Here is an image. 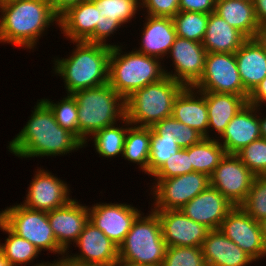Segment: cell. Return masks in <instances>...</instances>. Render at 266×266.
I'll return each instance as SVG.
<instances>
[{"mask_svg":"<svg viewBox=\"0 0 266 266\" xmlns=\"http://www.w3.org/2000/svg\"><path fill=\"white\" fill-rule=\"evenodd\" d=\"M52 111L56 122L79 139L77 102L72 94H67L60 102L41 99Z\"/></svg>","mask_w":266,"mask_h":266,"instance_id":"35","label":"cell"},{"mask_svg":"<svg viewBox=\"0 0 266 266\" xmlns=\"http://www.w3.org/2000/svg\"><path fill=\"white\" fill-rule=\"evenodd\" d=\"M160 220L162 237L167 245L201 247L210 231L177 210H153Z\"/></svg>","mask_w":266,"mask_h":266,"instance_id":"18","label":"cell"},{"mask_svg":"<svg viewBox=\"0 0 266 266\" xmlns=\"http://www.w3.org/2000/svg\"><path fill=\"white\" fill-rule=\"evenodd\" d=\"M201 92L207 104L208 138H211L210 130H214L220 137L233 117L247 104V100L243 96L234 94Z\"/></svg>","mask_w":266,"mask_h":266,"instance_id":"28","label":"cell"},{"mask_svg":"<svg viewBox=\"0 0 266 266\" xmlns=\"http://www.w3.org/2000/svg\"><path fill=\"white\" fill-rule=\"evenodd\" d=\"M247 103L258 108L263 107L262 105L266 107V77L249 94Z\"/></svg>","mask_w":266,"mask_h":266,"instance_id":"45","label":"cell"},{"mask_svg":"<svg viewBox=\"0 0 266 266\" xmlns=\"http://www.w3.org/2000/svg\"><path fill=\"white\" fill-rule=\"evenodd\" d=\"M260 108L247 103L227 125L218 142L227 154H237L252 141L261 138L259 116ZM220 138V139H218Z\"/></svg>","mask_w":266,"mask_h":266,"instance_id":"21","label":"cell"},{"mask_svg":"<svg viewBox=\"0 0 266 266\" xmlns=\"http://www.w3.org/2000/svg\"><path fill=\"white\" fill-rule=\"evenodd\" d=\"M76 48L68 58H54V73L64 80L67 94L108 83L111 46L72 41Z\"/></svg>","mask_w":266,"mask_h":266,"instance_id":"3","label":"cell"},{"mask_svg":"<svg viewBox=\"0 0 266 266\" xmlns=\"http://www.w3.org/2000/svg\"><path fill=\"white\" fill-rule=\"evenodd\" d=\"M206 55L202 43L177 36L168 55L175 71L165 73L185 87L194 86L203 75Z\"/></svg>","mask_w":266,"mask_h":266,"instance_id":"15","label":"cell"},{"mask_svg":"<svg viewBox=\"0 0 266 266\" xmlns=\"http://www.w3.org/2000/svg\"><path fill=\"white\" fill-rule=\"evenodd\" d=\"M259 224H260L262 237H263V240H264L265 245H266V218L259 221Z\"/></svg>","mask_w":266,"mask_h":266,"instance_id":"50","label":"cell"},{"mask_svg":"<svg viewBox=\"0 0 266 266\" xmlns=\"http://www.w3.org/2000/svg\"><path fill=\"white\" fill-rule=\"evenodd\" d=\"M202 138L204 137L195 129L179 121V132L176 142L181 149H186L198 143Z\"/></svg>","mask_w":266,"mask_h":266,"instance_id":"43","label":"cell"},{"mask_svg":"<svg viewBox=\"0 0 266 266\" xmlns=\"http://www.w3.org/2000/svg\"><path fill=\"white\" fill-rule=\"evenodd\" d=\"M89 210V221L118 247L123 243L141 211L125 203H96Z\"/></svg>","mask_w":266,"mask_h":266,"instance_id":"14","label":"cell"},{"mask_svg":"<svg viewBox=\"0 0 266 266\" xmlns=\"http://www.w3.org/2000/svg\"><path fill=\"white\" fill-rule=\"evenodd\" d=\"M151 129L161 137L178 138L179 121L170 116L155 123Z\"/></svg>","mask_w":266,"mask_h":266,"instance_id":"44","label":"cell"},{"mask_svg":"<svg viewBox=\"0 0 266 266\" xmlns=\"http://www.w3.org/2000/svg\"><path fill=\"white\" fill-rule=\"evenodd\" d=\"M121 47L115 44L111 49L108 84L124 100L138 89L166 76L168 70L161 65L159 58L147 56L133 48L131 52H123Z\"/></svg>","mask_w":266,"mask_h":266,"instance_id":"4","label":"cell"},{"mask_svg":"<svg viewBox=\"0 0 266 266\" xmlns=\"http://www.w3.org/2000/svg\"><path fill=\"white\" fill-rule=\"evenodd\" d=\"M143 24L141 45L135 50L163 60L177 37L172 18L146 15Z\"/></svg>","mask_w":266,"mask_h":266,"instance_id":"23","label":"cell"},{"mask_svg":"<svg viewBox=\"0 0 266 266\" xmlns=\"http://www.w3.org/2000/svg\"><path fill=\"white\" fill-rule=\"evenodd\" d=\"M151 186L152 210H177L203 192L209 185V176L202 172H191L168 179H154ZM153 187V188H152Z\"/></svg>","mask_w":266,"mask_h":266,"instance_id":"9","label":"cell"},{"mask_svg":"<svg viewBox=\"0 0 266 266\" xmlns=\"http://www.w3.org/2000/svg\"><path fill=\"white\" fill-rule=\"evenodd\" d=\"M98 9V23L94 33L86 40L90 43L108 44V37L116 33L123 24L130 23L141 9L140 0H91Z\"/></svg>","mask_w":266,"mask_h":266,"instance_id":"17","label":"cell"},{"mask_svg":"<svg viewBox=\"0 0 266 266\" xmlns=\"http://www.w3.org/2000/svg\"><path fill=\"white\" fill-rule=\"evenodd\" d=\"M120 123H123L124 127L123 125L121 127L119 125L118 127V124L117 127L116 124L109 127H105L95 132L88 139V141L90 139L93 140L94 148L101 157L113 158L119 156L120 154L123 156L124 141L128 130V126H130L131 123L128 121L126 117L123 120H121Z\"/></svg>","mask_w":266,"mask_h":266,"instance_id":"33","label":"cell"},{"mask_svg":"<svg viewBox=\"0 0 266 266\" xmlns=\"http://www.w3.org/2000/svg\"><path fill=\"white\" fill-rule=\"evenodd\" d=\"M219 229L254 261L262 260L263 257L265 259L266 245L262 237L260 224L240 206H235L227 214Z\"/></svg>","mask_w":266,"mask_h":266,"instance_id":"13","label":"cell"},{"mask_svg":"<svg viewBox=\"0 0 266 266\" xmlns=\"http://www.w3.org/2000/svg\"><path fill=\"white\" fill-rule=\"evenodd\" d=\"M236 155L255 176L266 175V140L252 141Z\"/></svg>","mask_w":266,"mask_h":266,"instance_id":"39","label":"cell"},{"mask_svg":"<svg viewBox=\"0 0 266 266\" xmlns=\"http://www.w3.org/2000/svg\"><path fill=\"white\" fill-rule=\"evenodd\" d=\"M180 149L176 138L161 137L151 129L148 176L153 175L171 155H175Z\"/></svg>","mask_w":266,"mask_h":266,"instance_id":"36","label":"cell"},{"mask_svg":"<svg viewBox=\"0 0 266 266\" xmlns=\"http://www.w3.org/2000/svg\"><path fill=\"white\" fill-rule=\"evenodd\" d=\"M51 4L53 11L60 16L64 13L69 7L77 5L85 0H48Z\"/></svg>","mask_w":266,"mask_h":266,"instance_id":"46","label":"cell"},{"mask_svg":"<svg viewBox=\"0 0 266 266\" xmlns=\"http://www.w3.org/2000/svg\"><path fill=\"white\" fill-rule=\"evenodd\" d=\"M185 86L167 75L135 91L125 100L126 118L131 125L152 127L172 116L175 98Z\"/></svg>","mask_w":266,"mask_h":266,"instance_id":"6","label":"cell"},{"mask_svg":"<svg viewBox=\"0 0 266 266\" xmlns=\"http://www.w3.org/2000/svg\"><path fill=\"white\" fill-rule=\"evenodd\" d=\"M58 259L59 260L52 261L53 263H49V266H79L68 262L65 258L61 259V257H59Z\"/></svg>","mask_w":266,"mask_h":266,"instance_id":"49","label":"cell"},{"mask_svg":"<svg viewBox=\"0 0 266 266\" xmlns=\"http://www.w3.org/2000/svg\"><path fill=\"white\" fill-rule=\"evenodd\" d=\"M48 220L58 245L69 252L71 242L77 241L89 221L88 206L72 199L65 206L48 211Z\"/></svg>","mask_w":266,"mask_h":266,"instance_id":"20","label":"cell"},{"mask_svg":"<svg viewBox=\"0 0 266 266\" xmlns=\"http://www.w3.org/2000/svg\"><path fill=\"white\" fill-rule=\"evenodd\" d=\"M166 248L160 220L151 209L148 215L141 213L133 222L118 247L119 260L139 266H162Z\"/></svg>","mask_w":266,"mask_h":266,"instance_id":"7","label":"cell"},{"mask_svg":"<svg viewBox=\"0 0 266 266\" xmlns=\"http://www.w3.org/2000/svg\"><path fill=\"white\" fill-rule=\"evenodd\" d=\"M263 36L266 39V30L263 31Z\"/></svg>","mask_w":266,"mask_h":266,"instance_id":"54","label":"cell"},{"mask_svg":"<svg viewBox=\"0 0 266 266\" xmlns=\"http://www.w3.org/2000/svg\"><path fill=\"white\" fill-rule=\"evenodd\" d=\"M201 249L207 266H248L254 261L220 229L208 232Z\"/></svg>","mask_w":266,"mask_h":266,"instance_id":"24","label":"cell"},{"mask_svg":"<svg viewBox=\"0 0 266 266\" xmlns=\"http://www.w3.org/2000/svg\"><path fill=\"white\" fill-rule=\"evenodd\" d=\"M172 116L208 138V111L205 96L193 86L184 87L175 98Z\"/></svg>","mask_w":266,"mask_h":266,"instance_id":"25","label":"cell"},{"mask_svg":"<svg viewBox=\"0 0 266 266\" xmlns=\"http://www.w3.org/2000/svg\"><path fill=\"white\" fill-rule=\"evenodd\" d=\"M0 42L33 49L59 16L48 0H8L0 3ZM46 30V31H45Z\"/></svg>","mask_w":266,"mask_h":266,"instance_id":"2","label":"cell"},{"mask_svg":"<svg viewBox=\"0 0 266 266\" xmlns=\"http://www.w3.org/2000/svg\"><path fill=\"white\" fill-rule=\"evenodd\" d=\"M234 54L244 89L250 94L266 77V39L248 38Z\"/></svg>","mask_w":266,"mask_h":266,"instance_id":"22","label":"cell"},{"mask_svg":"<svg viewBox=\"0 0 266 266\" xmlns=\"http://www.w3.org/2000/svg\"><path fill=\"white\" fill-rule=\"evenodd\" d=\"M31 117L8 145V151L19 158L64 156L84 147L71 132L55 120L50 108L40 99Z\"/></svg>","mask_w":266,"mask_h":266,"instance_id":"1","label":"cell"},{"mask_svg":"<svg viewBox=\"0 0 266 266\" xmlns=\"http://www.w3.org/2000/svg\"><path fill=\"white\" fill-rule=\"evenodd\" d=\"M35 172L23 206L31 210L48 212L63 207L72 200L66 182L43 168L37 169Z\"/></svg>","mask_w":266,"mask_h":266,"instance_id":"16","label":"cell"},{"mask_svg":"<svg viewBox=\"0 0 266 266\" xmlns=\"http://www.w3.org/2000/svg\"><path fill=\"white\" fill-rule=\"evenodd\" d=\"M162 266H207L201 247L171 246L166 248Z\"/></svg>","mask_w":266,"mask_h":266,"instance_id":"38","label":"cell"},{"mask_svg":"<svg viewBox=\"0 0 266 266\" xmlns=\"http://www.w3.org/2000/svg\"><path fill=\"white\" fill-rule=\"evenodd\" d=\"M180 0H140L146 15L173 18L179 12Z\"/></svg>","mask_w":266,"mask_h":266,"instance_id":"41","label":"cell"},{"mask_svg":"<svg viewBox=\"0 0 266 266\" xmlns=\"http://www.w3.org/2000/svg\"><path fill=\"white\" fill-rule=\"evenodd\" d=\"M226 154L224 147L214 137H204L188 147L193 172H202L208 176L213 173Z\"/></svg>","mask_w":266,"mask_h":266,"instance_id":"30","label":"cell"},{"mask_svg":"<svg viewBox=\"0 0 266 266\" xmlns=\"http://www.w3.org/2000/svg\"><path fill=\"white\" fill-rule=\"evenodd\" d=\"M234 207L216 188L209 185L186 203L180 211L210 230H217Z\"/></svg>","mask_w":266,"mask_h":266,"instance_id":"19","label":"cell"},{"mask_svg":"<svg viewBox=\"0 0 266 266\" xmlns=\"http://www.w3.org/2000/svg\"><path fill=\"white\" fill-rule=\"evenodd\" d=\"M34 266H49V262H47V263L46 262L45 263L42 262V263H39V264L37 263V264H34Z\"/></svg>","mask_w":266,"mask_h":266,"instance_id":"53","label":"cell"},{"mask_svg":"<svg viewBox=\"0 0 266 266\" xmlns=\"http://www.w3.org/2000/svg\"><path fill=\"white\" fill-rule=\"evenodd\" d=\"M248 38L215 12L208 14L202 44L207 53H235Z\"/></svg>","mask_w":266,"mask_h":266,"instance_id":"27","label":"cell"},{"mask_svg":"<svg viewBox=\"0 0 266 266\" xmlns=\"http://www.w3.org/2000/svg\"><path fill=\"white\" fill-rule=\"evenodd\" d=\"M193 172V166L188 155V148L178 150L151 176L155 179H168Z\"/></svg>","mask_w":266,"mask_h":266,"instance_id":"40","label":"cell"},{"mask_svg":"<svg viewBox=\"0 0 266 266\" xmlns=\"http://www.w3.org/2000/svg\"><path fill=\"white\" fill-rule=\"evenodd\" d=\"M193 87L199 91L239 95L246 100L249 97L234 53H207L203 75Z\"/></svg>","mask_w":266,"mask_h":266,"instance_id":"10","label":"cell"},{"mask_svg":"<svg viewBox=\"0 0 266 266\" xmlns=\"http://www.w3.org/2000/svg\"><path fill=\"white\" fill-rule=\"evenodd\" d=\"M260 114H262V113H258L259 122H260V129H261V138L266 140V117H263Z\"/></svg>","mask_w":266,"mask_h":266,"instance_id":"48","label":"cell"},{"mask_svg":"<svg viewBox=\"0 0 266 266\" xmlns=\"http://www.w3.org/2000/svg\"><path fill=\"white\" fill-rule=\"evenodd\" d=\"M113 266H139L131 263H127L125 261L118 260Z\"/></svg>","mask_w":266,"mask_h":266,"instance_id":"52","label":"cell"},{"mask_svg":"<svg viewBox=\"0 0 266 266\" xmlns=\"http://www.w3.org/2000/svg\"><path fill=\"white\" fill-rule=\"evenodd\" d=\"M215 13L247 38L263 36V29L256 18L253 2L216 0Z\"/></svg>","mask_w":266,"mask_h":266,"instance_id":"29","label":"cell"},{"mask_svg":"<svg viewBox=\"0 0 266 266\" xmlns=\"http://www.w3.org/2000/svg\"><path fill=\"white\" fill-rule=\"evenodd\" d=\"M97 23L96 5L91 0H85L62 13L59 16L58 27L71 42L86 41L94 33Z\"/></svg>","mask_w":266,"mask_h":266,"instance_id":"26","label":"cell"},{"mask_svg":"<svg viewBox=\"0 0 266 266\" xmlns=\"http://www.w3.org/2000/svg\"><path fill=\"white\" fill-rule=\"evenodd\" d=\"M239 1L253 2V0H239Z\"/></svg>","mask_w":266,"mask_h":266,"instance_id":"55","label":"cell"},{"mask_svg":"<svg viewBox=\"0 0 266 266\" xmlns=\"http://www.w3.org/2000/svg\"><path fill=\"white\" fill-rule=\"evenodd\" d=\"M172 20L178 37L202 43L207 28L208 14L179 11Z\"/></svg>","mask_w":266,"mask_h":266,"instance_id":"34","label":"cell"},{"mask_svg":"<svg viewBox=\"0 0 266 266\" xmlns=\"http://www.w3.org/2000/svg\"><path fill=\"white\" fill-rule=\"evenodd\" d=\"M0 266H11L10 262L4 257L1 250H0Z\"/></svg>","mask_w":266,"mask_h":266,"instance_id":"51","label":"cell"},{"mask_svg":"<svg viewBox=\"0 0 266 266\" xmlns=\"http://www.w3.org/2000/svg\"><path fill=\"white\" fill-rule=\"evenodd\" d=\"M0 219L15 234L32 243L40 253L47 250L62 255L61 259L65 258L66 252L57 243L46 211L31 210L17 203L0 211Z\"/></svg>","mask_w":266,"mask_h":266,"instance_id":"8","label":"cell"},{"mask_svg":"<svg viewBox=\"0 0 266 266\" xmlns=\"http://www.w3.org/2000/svg\"><path fill=\"white\" fill-rule=\"evenodd\" d=\"M75 244L74 246L80 249V254H65V259L72 264L113 266L119 260L118 246L91 221L85 225Z\"/></svg>","mask_w":266,"mask_h":266,"instance_id":"12","label":"cell"},{"mask_svg":"<svg viewBox=\"0 0 266 266\" xmlns=\"http://www.w3.org/2000/svg\"><path fill=\"white\" fill-rule=\"evenodd\" d=\"M0 230L8 234L5 243H0V250L11 266L33 264L40 251L28 240L15 234L1 219Z\"/></svg>","mask_w":266,"mask_h":266,"instance_id":"32","label":"cell"},{"mask_svg":"<svg viewBox=\"0 0 266 266\" xmlns=\"http://www.w3.org/2000/svg\"><path fill=\"white\" fill-rule=\"evenodd\" d=\"M253 6L260 27L266 30V0H253Z\"/></svg>","mask_w":266,"mask_h":266,"instance_id":"47","label":"cell"},{"mask_svg":"<svg viewBox=\"0 0 266 266\" xmlns=\"http://www.w3.org/2000/svg\"><path fill=\"white\" fill-rule=\"evenodd\" d=\"M255 175L236 154H226L209 176L216 188L232 205L240 206L250 191Z\"/></svg>","mask_w":266,"mask_h":266,"instance_id":"11","label":"cell"},{"mask_svg":"<svg viewBox=\"0 0 266 266\" xmlns=\"http://www.w3.org/2000/svg\"><path fill=\"white\" fill-rule=\"evenodd\" d=\"M151 127L128 126L124 141L125 160L139 165L142 172L148 174L150 156Z\"/></svg>","mask_w":266,"mask_h":266,"instance_id":"31","label":"cell"},{"mask_svg":"<svg viewBox=\"0 0 266 266\" xmlns=\"http://www.w3.org/2000/svg\"><path fill=\"white\" fill-rule=\"evenodd\" d=\"M72 95L77 102L79 140L84 146L95 132L126 117L125 100L108 83Z\"/></svg>","mask_w":266,"mask_h":266,"instance_id":"5","label":"cell"},{"mask_svg":"<svg viewBox=\"0 0 266 266\" xmlns=\"http://www.w3.org/2000/svg\"><path fill=\"white\" fill-rule=\"evenodd\" d=\"M216 0H180L179 11L210 14L215 12Z\"/></svg>","mask_w":266,"mask_h":266,"instance_id":"42","label":"cell"},{"mask_svg":"<svg viewBox=\"0 0 266 266\" xmlns=\"http://www.w3.org/2000/svg\"><path fill=\"white\" fill-rule=\"evenodd\" d=\"M240 207L257 222L266 218V175L255 176Z\"/></svg>","mask_w":266,"mask_h":266,"instance_id":"37","label":"cell"}]
</instances>
